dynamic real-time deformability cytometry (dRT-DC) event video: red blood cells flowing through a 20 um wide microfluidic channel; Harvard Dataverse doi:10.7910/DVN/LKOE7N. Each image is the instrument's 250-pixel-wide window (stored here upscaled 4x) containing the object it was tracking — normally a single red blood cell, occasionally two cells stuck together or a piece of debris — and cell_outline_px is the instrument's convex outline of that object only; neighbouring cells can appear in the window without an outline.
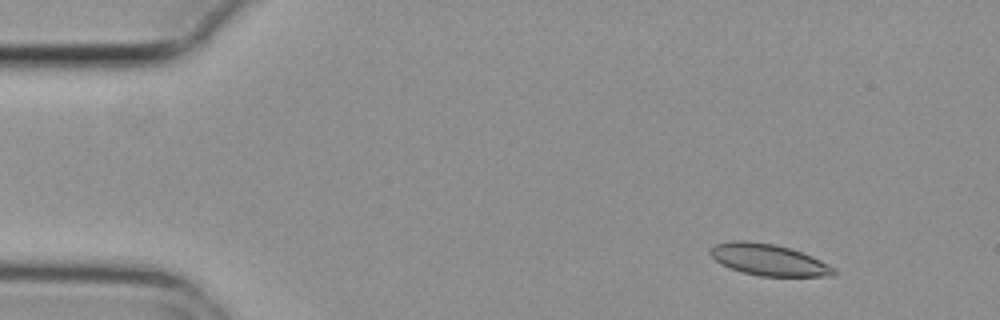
{"species": "common noctule bat (a hibernating species)", "species_latin": "Nyctalus noctula", "temperature_condition": "cold", "stored_images_in_passage": 8, "camera_frame_rate_fps": 3000, "um_per_image_px": 0.085, "animal": {"sex": "female", "body_mass_g": 29.2, "forearm_length_mm": 56.3}, "frame": {"image": 1, "passage_image": 2, "time_ms": 0.333, "image_size_px": [1000, 320], "cell_outline_px": [[836, 272], [832, 276], [760, 276], [728, 268], [720, 264], [708, 252], [716, 244], [732, 240], [748, 240], [776, 244], [812, 256], [836, 268]], "centroid_in_image_um": [65.32, 22.08], "position_along_channel_um": 19.7, "area_um2": 22.66}}
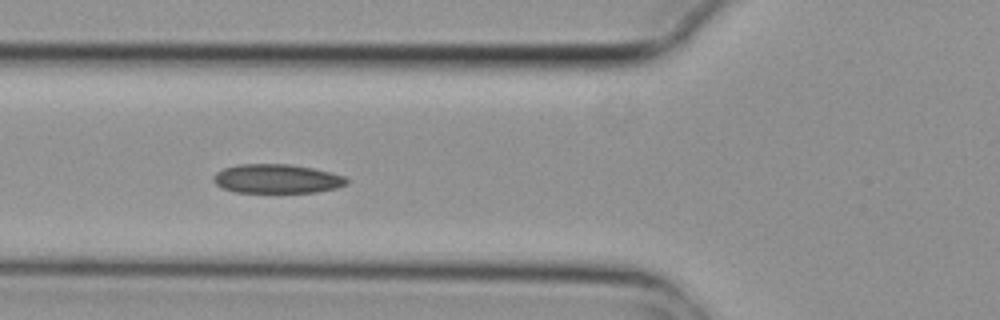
{"frame": {"image": 2, "passage_image": 6, "time_ms": 1.667, "image_size_px": [1000, 320], "cell_outline_px": [[348, 184], [336, 188], [316, 192], [236, 192], [220, 188], [212, 180], [212, 176], [216, 172], [224, 168], [240, 164], [292, 164], [332, 172], [344, 176], [348, 180]], "centroid_in_image_um": [23.52, 15.19], "position_along_channel_um": 102.3, "area_um2": 22.72}}
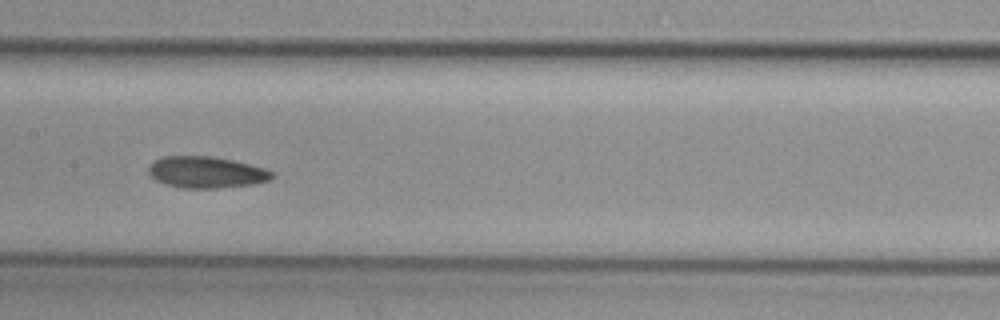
{"frame": {"image": 3, "passage_image": 8, "time_ms": 2.333, "image_size_px": [1000, 320], "cell_outline_px": [[276, 176], [272, 180], [256, 184], [220, 188], [180, 188], [164, 184], [148, 176], [148, 168], [156, 160], [164, 156], [212, 156], [232, 160], [264, 168], [272, 172]], "centroid_in_image_um": [17.55, 14.66], "position_along_channel_um": 189.9, "area_um2": 22.89}}